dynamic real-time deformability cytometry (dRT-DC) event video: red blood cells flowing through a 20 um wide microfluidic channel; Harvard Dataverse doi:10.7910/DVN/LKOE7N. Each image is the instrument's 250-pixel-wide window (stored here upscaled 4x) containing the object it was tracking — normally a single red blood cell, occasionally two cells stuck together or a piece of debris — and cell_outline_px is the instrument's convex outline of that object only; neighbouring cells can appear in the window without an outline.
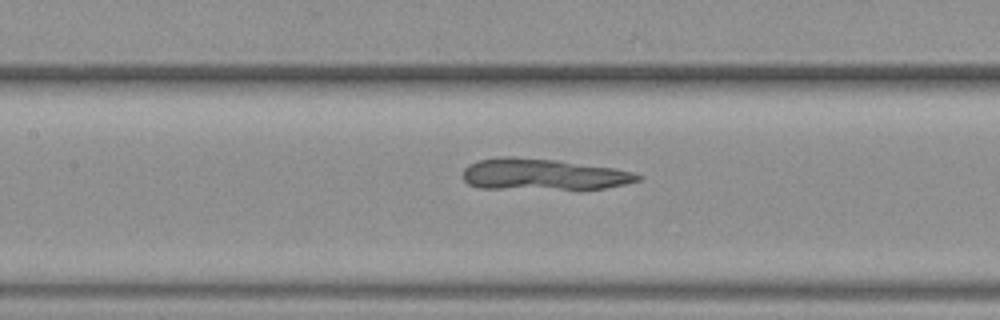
{"species": "common noctule bat (a hibernating species)", "species_latin": "Nyctalus noctula", "temperature_condition": "warm", "stored_images_in_passage": 61, "camera_frame_rate_fps": 3000, "um_per_image_px": 0.085, "animal": {"sex": "female", "body_mass_g": 19.3, "forearm_length_mm": 54.1}, "frame": {"image": 1, "passage_image": 29, "time_ms": 9.333, "image_size_px": [1000, 320], "cell_outline_px": [[644, 176], [640, 180], [624, 184], [604, 188], [480, 188], [468, 184], [464, 180], [464, 168], [468, 164], [476, 160], [500, 156], [512, 156], [556, 160], [616, 168], [632, 172]], "centroid_in_image_um": [46.14, 14.8], "position_along_channel_um": 161.3, "area_um2": 31.73}}
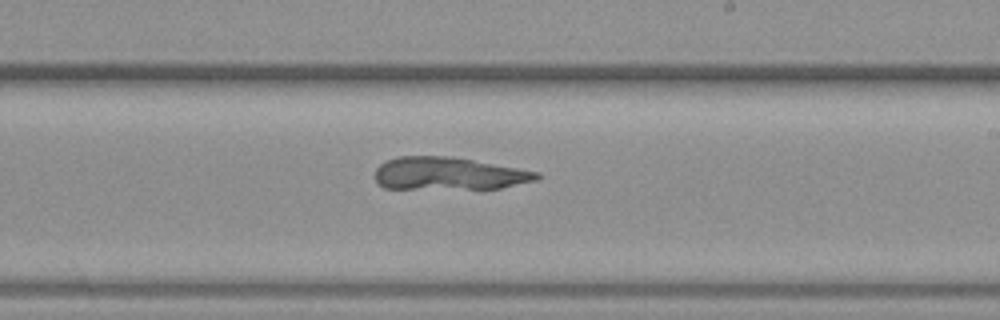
{"frame": {"image": 2, "passage_image": 37, "time_ms": 12.0, "image_size_px": [1000, 320], "cell_outline_px": [[544, 176], [536, 180], [500, 188], [384, 188], [376, 180], [376, 168], [380, 164], [396, 156], [448, 156], [472, 160], [540, 172]], "centroid_in_image_um": [38.15, 14.75], "position_along_channel_um": 250.8, "area_um2": 30.46}}
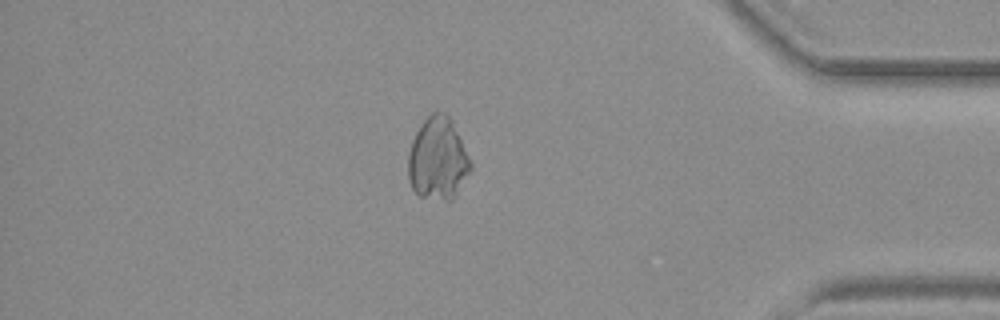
{"frame": {"image": 3, "passage_image": 53, "time_ms": 17.333, "image_size_px": [1000, 320], "cell_outline_px": [[472, 168], [452, 200], [444, 200], [420, 196], [412, 188], [408, 180], [408, 152], [412, 140], [416, 132], [424, 120], [432, 112], [444, 112], [452, 120], [472, 164]], "centroid_in_image_um": [37.2, 13.5], "position_along_channel_um": 398.0, "area_um2": 29.82}}